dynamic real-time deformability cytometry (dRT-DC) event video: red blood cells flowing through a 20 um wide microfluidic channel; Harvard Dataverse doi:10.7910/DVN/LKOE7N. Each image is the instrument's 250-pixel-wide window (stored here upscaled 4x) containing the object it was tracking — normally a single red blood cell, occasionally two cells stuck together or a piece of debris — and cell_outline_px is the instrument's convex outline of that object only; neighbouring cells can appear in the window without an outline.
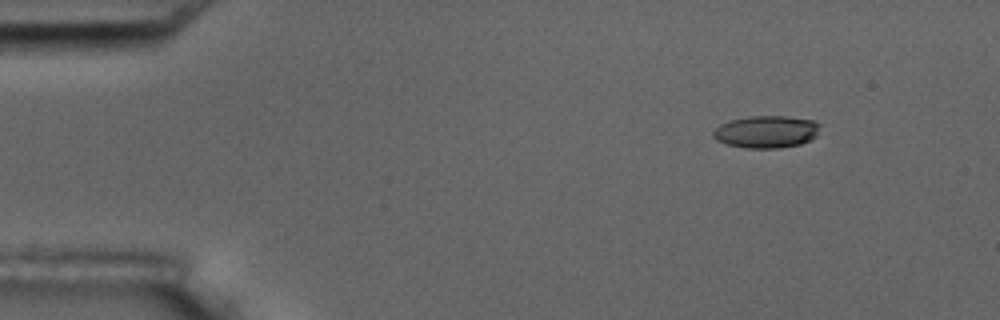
{"species": "common noctule bat (a hibernating species)", "species_latin": "Nyctalus noctula", "temperature_condition": "room temperature", "stored_images_in_passage": 5, "camera_frame_rate_fps": 3000, "um_per_image_px": 0.085, "animal": {"sex": "male", "body_mass_g": 17.5, "forearm_length_mm": 52.3}, "frame": {"image": 1, "passage_image": 2, "time_ms": 1.333, "image_size_px": [1000, 320], "cell_outline_px": [[820, 124], [816, 136], [800, 144], [780, 148], [744, 148], [728, 144], [716, 140], [712, 136], [712, 132], [720, 124], [732, 120], [752, 116], [784, 116], [812, 120]], "centroid_in_image_um": [65.12, 11.2], "position_along_channel_um": 19.9, "area_um2": 19.94}}